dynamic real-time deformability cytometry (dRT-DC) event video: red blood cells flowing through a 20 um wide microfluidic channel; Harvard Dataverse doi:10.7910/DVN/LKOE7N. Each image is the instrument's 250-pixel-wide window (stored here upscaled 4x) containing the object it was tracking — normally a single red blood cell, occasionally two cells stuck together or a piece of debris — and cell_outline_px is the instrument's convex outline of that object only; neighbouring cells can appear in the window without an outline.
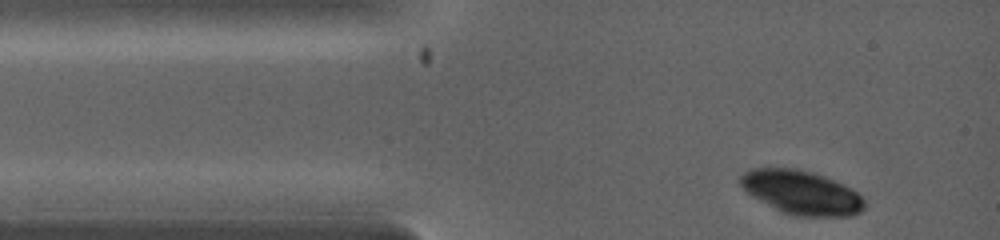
{"species": "common noctule bat (a hibernating species)", "species_latin": "Nyctalus noctula", "temperature_condition": "warm", "stored_images_in_passage": 2, "camera_frame_rate_fps": 5000, "um_per_image_px": 0.085, "animal": {"sex": "female", "body_mass_g": 19.0, "forearm_length_mm": 53.3}, "frame": {"image": 1, "passage_image": 1, "time_ms": 0.0, "image_size_px": [1000, 240], "cell_outline_px": [[864, 208], [860, 212], [852, 216], [796, 216], [780, 212], [752, 196], [740, 184], [740, 176], [744, 172], [752, 168], [792, 168], [812, 172], [824, 176], [844, 184], [852, 188], [864, 200]], "centroid_in_image_um": [68.13, 16.37], "position_along_channel_um": 16.9, "area_um2": 31.67}}